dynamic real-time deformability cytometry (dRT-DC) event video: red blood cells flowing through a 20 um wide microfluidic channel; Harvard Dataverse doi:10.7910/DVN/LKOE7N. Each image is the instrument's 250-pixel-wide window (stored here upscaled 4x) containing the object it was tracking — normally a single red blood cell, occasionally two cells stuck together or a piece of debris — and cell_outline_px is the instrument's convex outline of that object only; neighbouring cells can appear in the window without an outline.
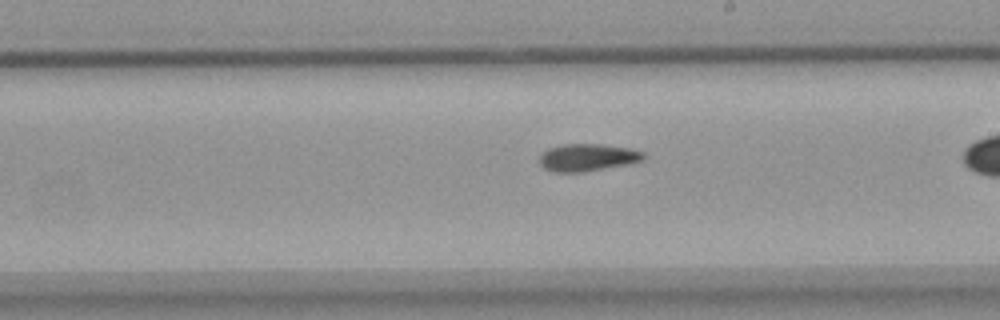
{"species": "common noctule bat (a hibernating species)", "species_latin": "Nyctalus noctula", "temperature_condition": "warm", "stored_images_in_passage": 30, "camera_frame_rate_fps": 3000, "um_per_image_px": 0.085, "animal": {"sex": "female", "body_mass_g": 18.4}, "frame": {"image": 1, "passage_image": 18, "time_ms": 5.667, "image_size_px": [1000, 320], "cell_outline_px": [[648, 156], [644, 160], [632, 164], [584, 172], [552, 172], [544, 168], [540, 164], [540, 156], [548, 148], [564, 144], [600, 144], [632, 148], [644, 152]], "centroid_in_image_um": [50.02, 13.39], "position_along_channel_um": 239.0, "area_um2": 16.94}}
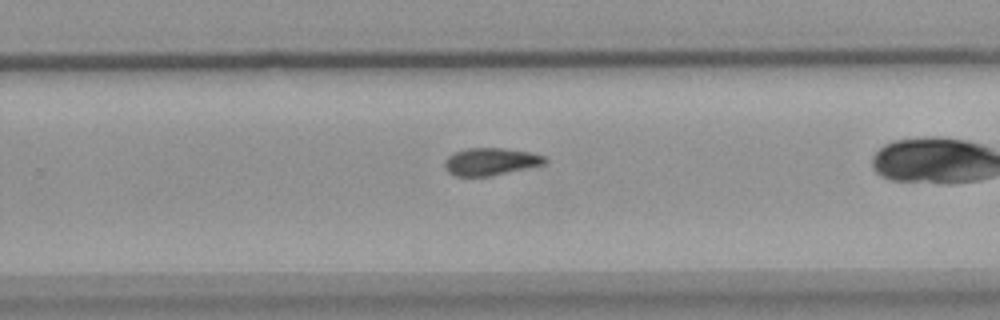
{"frame": {"image": 2, "passage_image": 22, "time_ms": 7.0, "image_size_px": [1000, 320], "cell_outline_px": [[548, 164], [492, 176], [452, 176], [444, 168], [444, 160], [452, 152], [464, 148], [504, 148], [532, 152], [548, 156]], "centroid_in_image_um": [41.74, 13.73], "position_along_channel_um": 288.1, "area_um2": 16.65}}